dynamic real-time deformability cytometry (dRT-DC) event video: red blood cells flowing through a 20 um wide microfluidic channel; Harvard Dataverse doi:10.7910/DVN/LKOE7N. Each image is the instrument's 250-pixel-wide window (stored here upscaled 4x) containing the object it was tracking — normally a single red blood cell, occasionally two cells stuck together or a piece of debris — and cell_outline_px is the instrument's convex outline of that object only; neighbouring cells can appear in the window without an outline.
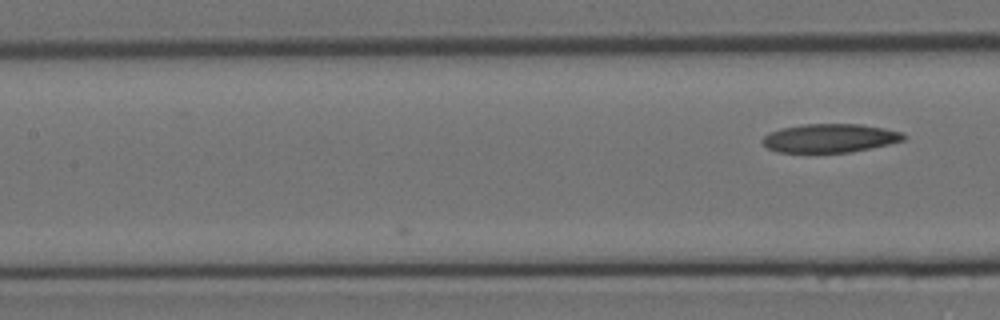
{"species": "Egyptian fruit bat (a non-hibernating species)", "species_latin": "Rousettus aegyptiacus", "temperature_condition": "room temperature", "stored_images_in_passage": 9, "camera_frame_rate_fps": 3000, "um_per_image_px": 0.085, "animal": {"sex": "female"}, "frame": {"image": 1, "passage_image": 9, "time_ms": 2.667, "image_size_px": [1000, 320], "cell_outline_px": [[908, 136], [904, 140], [888, 144], [848, 152], [776, 152], [768, 148], [760, 140], [768, 132], [784, 128], [804, 124], [860, 124], [884, 128], [904, 132]], "centroid_in_image_um": [70.55, 11.73], "position_along_channel_um": 136.9, "area_um2": 23.47}}